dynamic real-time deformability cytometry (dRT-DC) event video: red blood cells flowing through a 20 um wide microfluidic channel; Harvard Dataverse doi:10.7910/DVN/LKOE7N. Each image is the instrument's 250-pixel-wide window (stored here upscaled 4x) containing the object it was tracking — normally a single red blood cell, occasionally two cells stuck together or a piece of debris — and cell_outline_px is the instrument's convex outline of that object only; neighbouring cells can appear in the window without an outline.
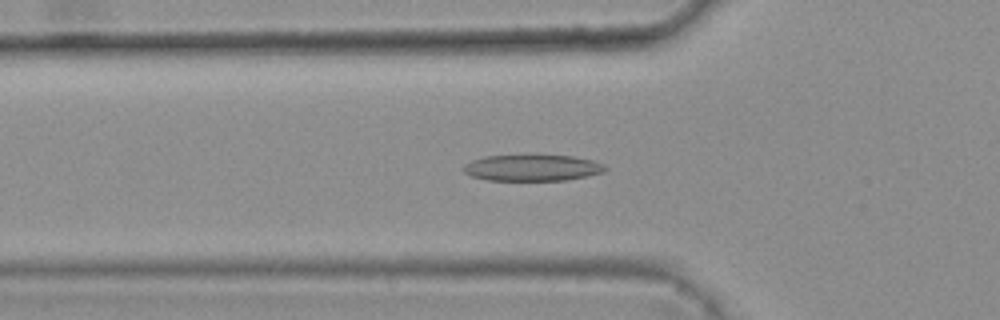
{"species": "common noctule bat (a hibernating species)", "species_latin": "Nyctalus noctula", "temperature_condition": "warm", "stored_images_in_passage": 45, "camera_frame_rate_fps": 3000, "um_per_image_px": 0.085, "animal": {"sex": "female", "body_mass_g": 25.1}, "frame": {"image": 1, "passage_image": 18, "time_ms": 5.667, "image_size_px": [1000, 320], "cell_outline_px": [[608, 168], [604, 172], [588, 176], [564, 180], [488, 180], [472, 176], [464, 172], [464, 164], [472, 160], [484, 156], [524, 152], [536, 152], [572, 156], [592, 160], [604, 164]], "centroid_in_image_um": [45.25, 14.2], "position_along_channel_um": 80.6, "area_um2": 22.89}}
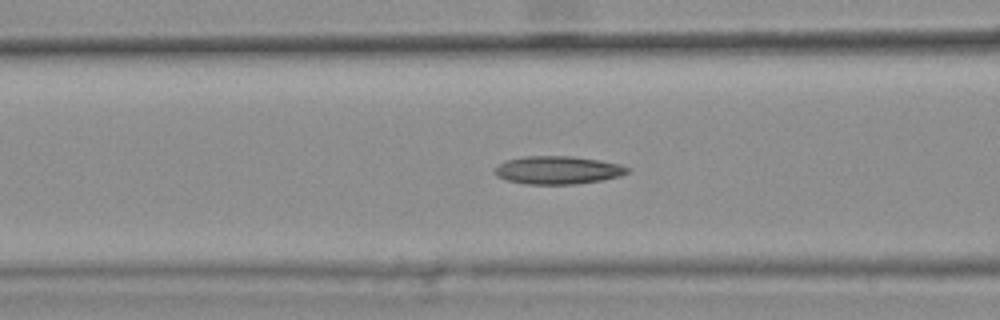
{"frame": {"image": 2, "passage_image": 21, "time_ms": 6.667, "image_size_px": [1000, 320], "cell_outline_px": [[632, 168], [628, 172], [620, 176], [600, 180], [576, 184], [524, 184], [508, 180], [496, 176], [492, 172], [500, 164], [508, 160], [524, 156], [572, 156], [600, 160], [620, 164]], "centroid_in_image_um": [47.43, 14.46], "position_along_channel_um": 119.2, "area_um2": 21.68}}
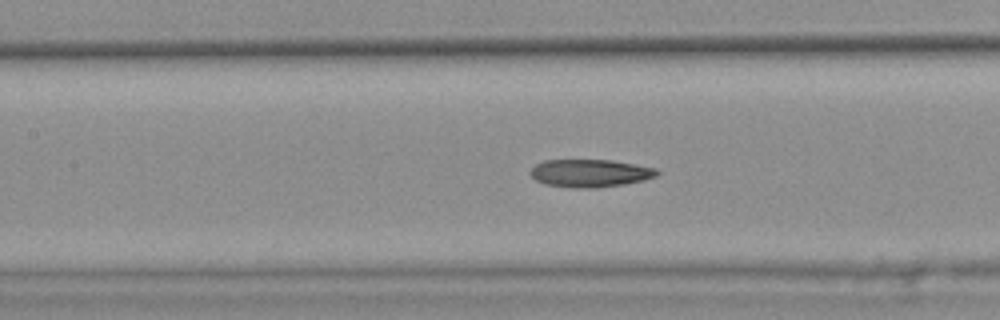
{"frame": {"image": 3, "passage_image": 24, "time_ms": 7.667, "image_size_px": [1000, 320], "cell_outline_px": [[660, 172], [656, 176], [644, 180], [624, 184], [596, 188], [576, 188], [544, 184], [536, 180], [528, 172], [536, 164], [544, 160], [612, 160], [656, 168]], "centroid_in_image_um": [50.15, 14.72], "position_along_channel_um": 157.2, "area_um2": 20.52}, "authors_computed_cell_mechanics": {"area_um2": 21.097, "velocity_mm_per_s": 3.8115, "shape_relaxation_time_tau1_ms": null, "shape_relaxation_time_tau2_ms": 7.1681, "deformation_change_tau1": null, "deformation_change_tau2": 0.1636}}